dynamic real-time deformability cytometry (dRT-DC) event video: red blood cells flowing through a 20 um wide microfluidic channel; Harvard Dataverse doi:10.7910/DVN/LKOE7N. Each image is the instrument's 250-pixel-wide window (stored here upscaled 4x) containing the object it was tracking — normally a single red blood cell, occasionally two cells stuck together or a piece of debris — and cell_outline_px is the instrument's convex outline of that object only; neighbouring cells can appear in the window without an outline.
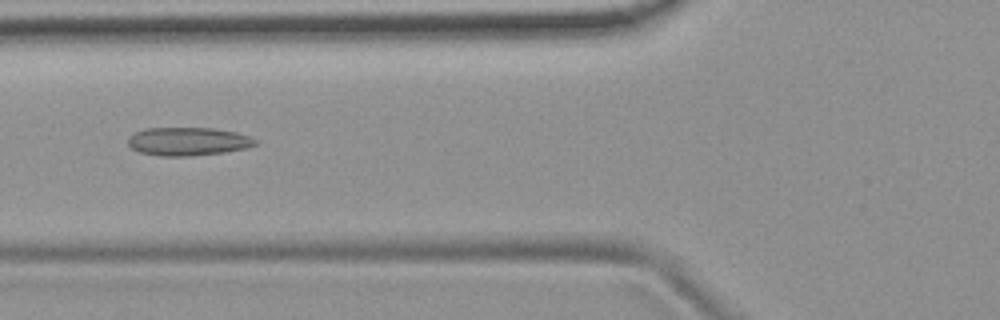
{"species": "common noctule bat (a hibernating species)", "species_latin": "Nyctalus noctula", "temperature_condition": "room temperature", "stored_images_in_passage": 4, "camera_frame_rate_fps": 3000, "um_per_image_px": 0.085, "animal": {"sex": "female", "body_mass_g": 19.9}, "frame": {"image": 1, "passage_image": 4, "time_ms": 1.0, "image_size_px": [1000, 320], "cell_outline_px": [[260, 144], [248, 148], [224, 152], [192, 156], [160, 156], [140, 152], [132, 148], [128, 144], [128, 136], [144, 128], [212, 128], [236, 132], [260, 140]], "centroid_in_image_um": [16.03, 12.02], "position_along_channel_um": 109.8, "area_um2": 21.21}}